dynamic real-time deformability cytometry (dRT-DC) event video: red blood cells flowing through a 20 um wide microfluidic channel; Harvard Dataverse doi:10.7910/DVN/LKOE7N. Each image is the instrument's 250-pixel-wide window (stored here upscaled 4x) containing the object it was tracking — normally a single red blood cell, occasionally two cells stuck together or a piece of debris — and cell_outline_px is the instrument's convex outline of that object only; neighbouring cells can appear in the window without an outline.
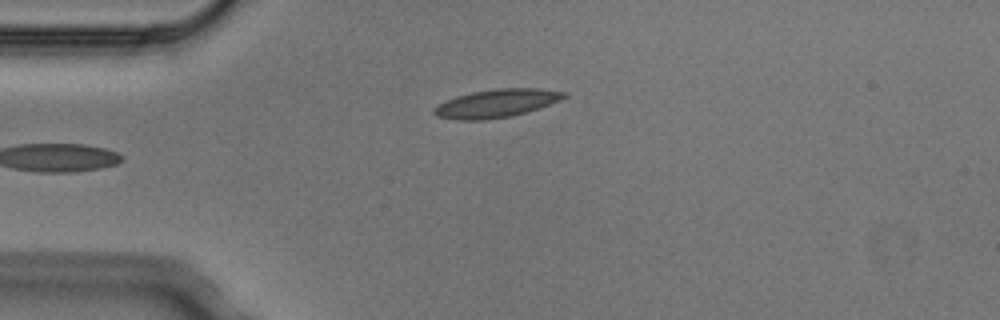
{"species": "Egyptian fruit bat (a non-hibernating species)", "species_latin": "Rousettus aegyptiacus", "temperature_condition": "cold", "stored_images_in_passage": 4, "camera_frame_rate_fps": 3000, "um_per_image_px": 0.085, "animal": {"sex": "male"}, "frame": {"image": 1, "passage_image": 4, "time_ms": 1.0, "image_size_px": [1000, 320], "cell_outline_px": [[568, 96], [560, 100], [512, 116], [484, 120], [460, 120], [436, 116], [432, 112], [432, 108], [456, 96], [472, 92], [496, 88], [536, 88], [568, 92]], "centroid_in_image_um": [42.19, 8.78], "position_along_channel_um": 42.8, "area_um2": 21.15}}